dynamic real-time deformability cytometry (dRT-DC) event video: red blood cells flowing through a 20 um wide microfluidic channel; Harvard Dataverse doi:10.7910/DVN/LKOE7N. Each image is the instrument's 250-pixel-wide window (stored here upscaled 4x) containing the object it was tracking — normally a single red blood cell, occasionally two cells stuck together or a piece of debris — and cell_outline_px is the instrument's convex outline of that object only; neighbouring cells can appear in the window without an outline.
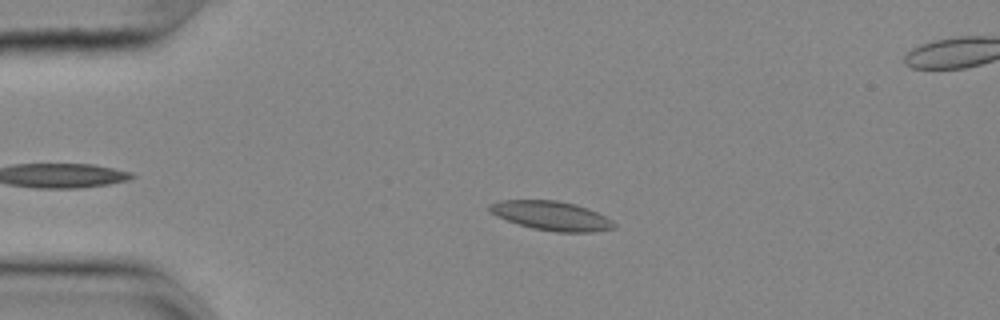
{"species": "common noctule bat (a hibernating species)", "species_latin": "Nyctalus noctula", "temperature_condition": "cold", "stored_images_in_passage": 50, "camera_frame_rate_fps": 3000, "um_per_image_px": 0.085, "animal": {"sex": "female", "body_mass_g": 25.1}, "frame": {"image": 1, "passage_image": 12, "time_ms": 3.667, "image_size_px": [1000, 320], "cell_outline_px": [[616, 228], [592, 232], [556, 232], [532, 228], [496, 216], [488, 208], [488, 204], [500, 200], [556, 200], [576, 204], [588, 208], [612, 220], [616, 224]], "centroid_in_image_um": [46.89, 18.33], "position_along_channel_um": 38.1, "area_um2": 21.1}}
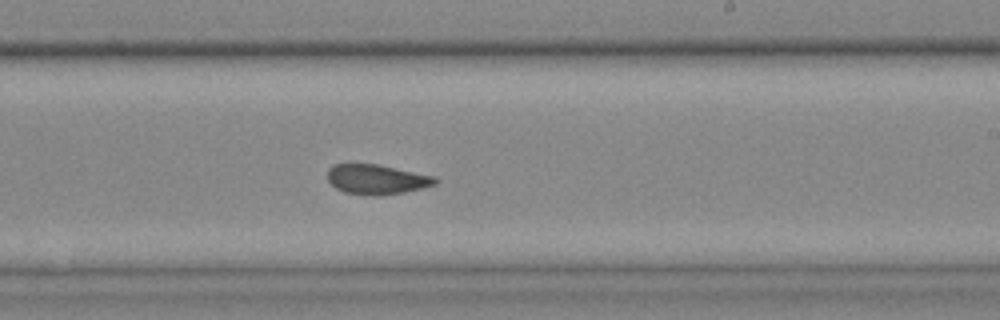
{"frame": {"image": 2, "passage_image": 33, "time_ms": 10.667, "image_size_px": [1000, 320], "cell_outline_px": [[440, 180], [436, 184], [424, 188], [404, 192], [376, 196], [372, 196], [344, 192], [336, 188], [328, 180], [328, 168], [332, 164], [376, 164], [436, 176]], "centroid_in_image_um": [32.05, 15.25], "position_along_channel_um": 257.0, "area_um2": 18.84}}
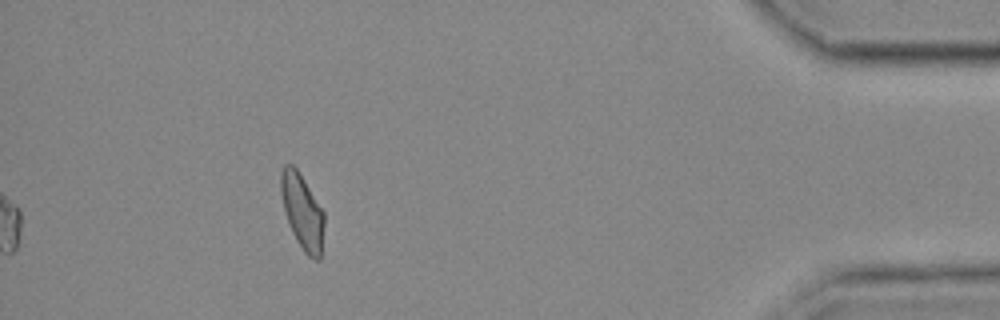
{"frame": {"image": 3, "passage_image": 50, "time_ms": 16.333, "image_size_px": [1000, 320], "cell_outline_px": [[324, 224], [320, 260], [316, 260], [308, 256], [304, 252], [296, 240], [292, 232], [284, 208], [280, 192], [280, 172], [284, 164], [292, 164], [296, 168], [324, 212]], "centroid_in_image_um": [25.69, 17.98], "position_along_channel_um": 409.5, "area_um2": 18.73}, "authors_computed_cell_mechanics": {"area_um2": 19.7098, "velocity_mm_per_s": 3.6238, "shape_relaxation_time_tau1_ms": null, "shape_relaxation_time_tau2_ms": 2.4578, "deformation_change_tau1": null, "deformation_change_tau2": 0.0652}}